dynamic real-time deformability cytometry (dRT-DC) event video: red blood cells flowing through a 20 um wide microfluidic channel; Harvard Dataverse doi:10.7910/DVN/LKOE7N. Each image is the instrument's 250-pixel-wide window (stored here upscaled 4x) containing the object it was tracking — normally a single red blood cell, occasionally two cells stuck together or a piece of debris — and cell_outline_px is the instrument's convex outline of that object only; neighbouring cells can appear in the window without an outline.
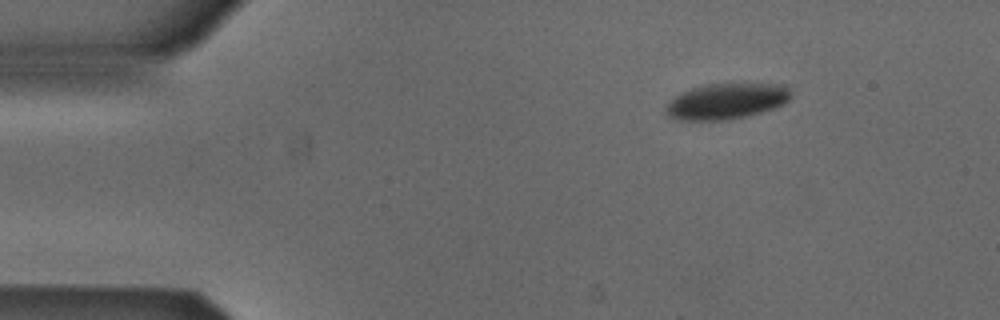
{"species": "Egyptian fruit bat (a non-hibernating species)", "species_latin": "Rousettus aegyptiacus", "temperature_condition": "cold", "stored_images_in_passage": 39, "camera_frame_rate_fps": 3000, "um_per_image_px": 0.085, "animal": {"sex": "male"}, "frame": {"image": 1, "passage_image": 1, "time_ms": 0.0, "image_size_px": [1000, 320], "cell_outline_px": [[792, 96], [784, 104], [760, 112], [728, 120], [676, 120], [668, 116], [664, 112], [664, 108], [676, 96], [692, 88], [704, 84], [784, 84], [792, 92]], "centroid_in_image_um": [61.74, 8.61], "position_along_channel_um": 23.3, "area_um2": 25.95}}
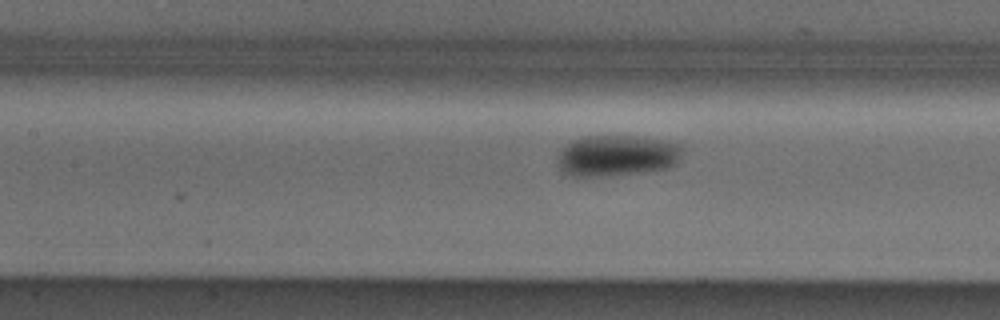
{"frame": {"image": 2, "passage_image": 17, "time_ms": 5.333, "image_size_px": [1000, 320], "cell_outline_px": [[684, 148], [676, 164], [668, 168], [612, 176], [572, 176], [560, 172], [556, 156], [560, 148], [572, 140], [580, 136], [636, 136], [660, 140], [680, 144]], "centroid_in_image_um": [52.37, 13.23], "position_along_channel_um": 155.0, "area_um2": 30.35}}
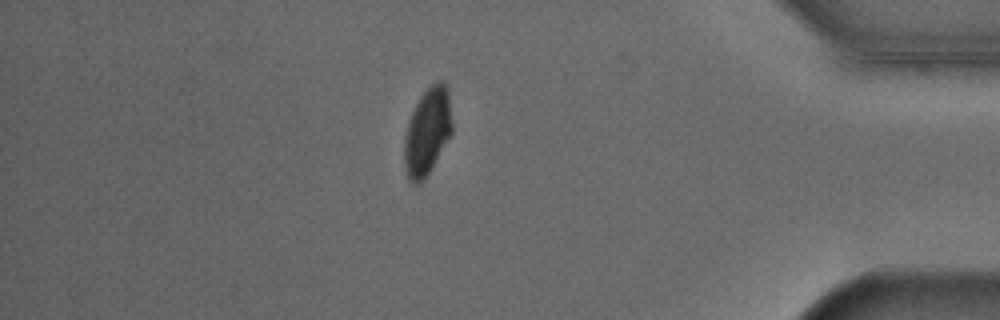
{"frame": {"image": 3, "passage_image": 39, "time_ms": 12.667, "image_size_px": [1000, 320], "cell_outline_px": [[452, 132], [428, 172], [416, 184], [412, 184], [408, 180], [404, 168], [404, 136], [408, 120], [420, 96], [436, 80], [444, 80], [448, 88], [452, 124]], "centroid_in_image_um": [36.31, 11.13], "position_along_channel_um": 398.9, "area_um2": 24.04}, "authors_computed_cell_mechanics": {"area_um2": 29.0734, "velocity_mm_per_s": 3.8651, "shape_relaxation_time_tau1_ms": 8.4471, "shape_relaxation_time_tau2_ms": null, "deformation_change_tau1": 0.1421, "deformation_change_tau2": null}}